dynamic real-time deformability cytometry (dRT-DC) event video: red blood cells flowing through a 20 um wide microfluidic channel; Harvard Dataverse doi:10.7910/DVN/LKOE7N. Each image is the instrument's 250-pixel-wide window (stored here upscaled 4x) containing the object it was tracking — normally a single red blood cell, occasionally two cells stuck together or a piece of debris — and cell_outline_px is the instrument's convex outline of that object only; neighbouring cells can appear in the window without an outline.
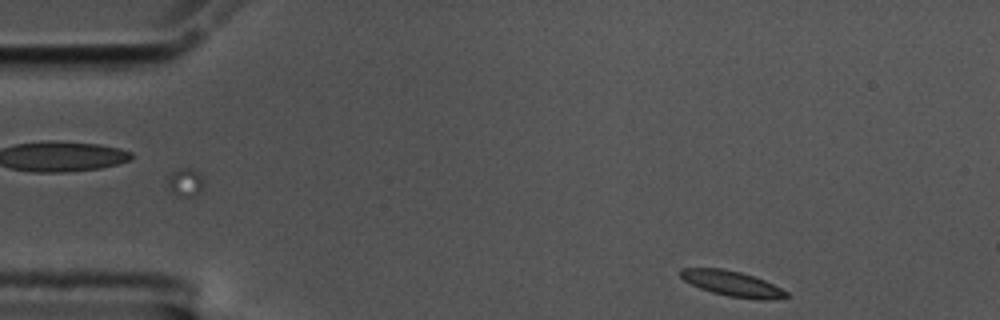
{"species": "common noctule bat (a hibernating species)", "species_latin": "Nyctalus noctula", "temperature_condition": "cold", "stored_images_in_passage": 52, "segment_of_instrument_passage": [1, 2], "camera_frame_rate_fps": 3000, "um_per_image_px": 0.085, "animal": {"sex": "male", "body_mass_g": 17.5, "forearm_length_mm": 52.3}, "frame": {"image": 1, "passage_image": 1, "time_ms": 0.0, "image_size_px": [1000, 320], "cell_outline_px": [[792, 296], [764, 300], [760, 300], [728, 296], [712, 292], [700, 288], [684, 280], [680, 276], [680, 268], [724, 268], [740, 272], [764, 280], [788, 292]], "centroid_in_image_um": [62.23, 24.11], "position_along_channel_um": 22.8, "area_um2": 15.49}}
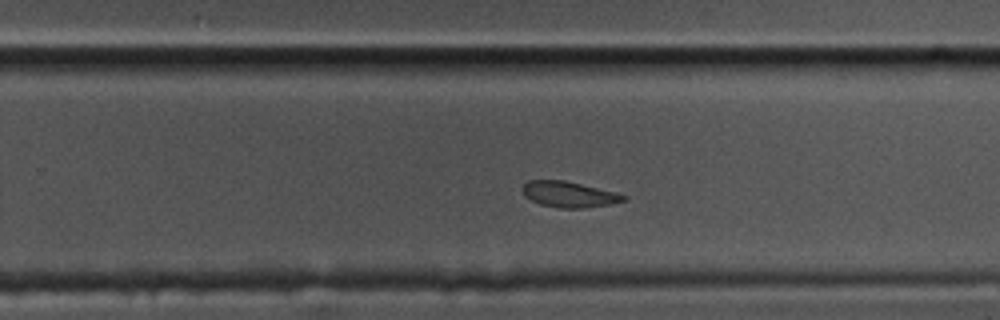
{"frame": {"image": 2, "passage_image": 30, "time_ms": 9.667, "image_size_px": [1000, 320], "cell_outline_px": [[628, 196], [624, 200], [612, 204], [584, 208], [560, 208], [540, 204], [524, 196], [520, 188], [528, 180], [564, 180], [616, 192]], "centroid_in_image_um": [48.34, 16.52], "position_along_channel_um": 281.5, "area_um2": 15.26}}
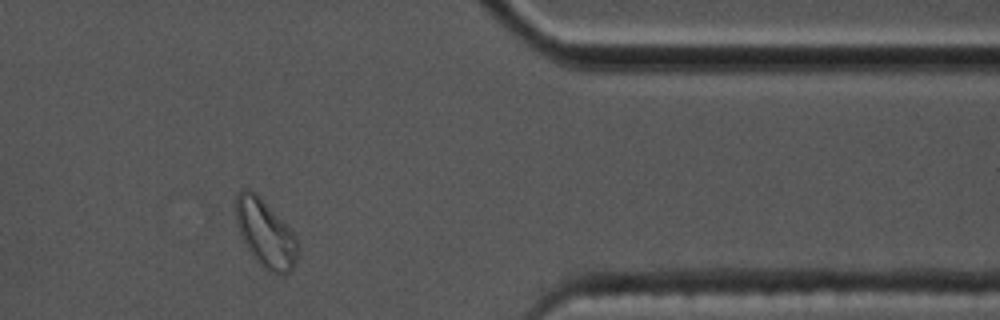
{"frame": {"image": 3, "passage_image": 41, "time_ms": 13.333, "image_size_px": [1000, 320], "cell_outline_px": [[300, 248], [296, 260], [292, 268], [288, 272], [268, 272], [256, 260], [240, 236], [236, 224], [236, 192], [240, 188], [248, 188], [256, 192], [296, 236], [300, 244]], "centroid_in_image_um": [22.54, 19.8], "position_along_channel_um": 388.9, "area_um2": 24.33}}